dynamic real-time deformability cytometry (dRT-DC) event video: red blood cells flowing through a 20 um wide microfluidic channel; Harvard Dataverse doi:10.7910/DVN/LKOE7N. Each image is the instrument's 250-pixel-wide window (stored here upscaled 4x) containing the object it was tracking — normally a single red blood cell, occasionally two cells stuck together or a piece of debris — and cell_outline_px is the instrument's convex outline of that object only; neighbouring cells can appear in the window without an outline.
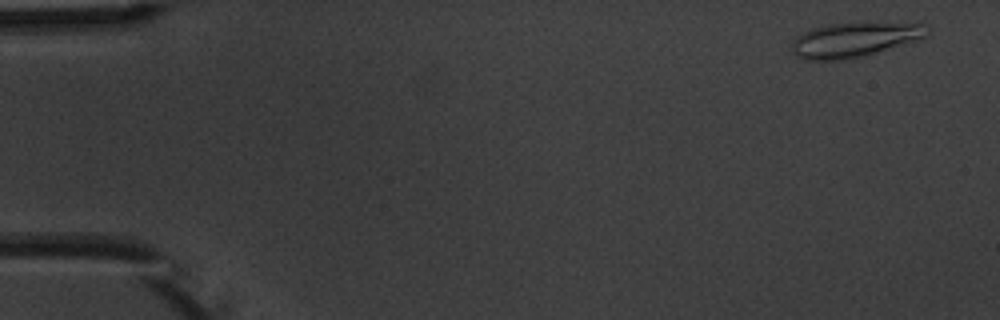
{"species": "common noctule bat (a hibernating species)", "species_latin": "Nyctalus noctula", "temperature_condition": "warm", "stored_images_in_passage": 7, "camera_frame_rate_fps": 3000, "um_per_image_px": 0.085, "animal": {"sex": "male", "body_mass_g": 20.1, "forearm_length_mm": 53.5}, "frame": {"image": 1, "passage_image": 1, "time_ms": 0.0, "image_size_px": [1000, 320], "cell_outline_px": [[928, 36], [920, 40], [840, 60], [804, 60], [796, 56], [792, 52], [792, 40], [796, 36], [804, 32], [828, 24], [860, 20], [920, 20], [924, 24], [928, 32]], "centroid_in_image_um": [72.75, 3.27], "position_along_channel_um": 12.3, "area_um2": 28.5}}
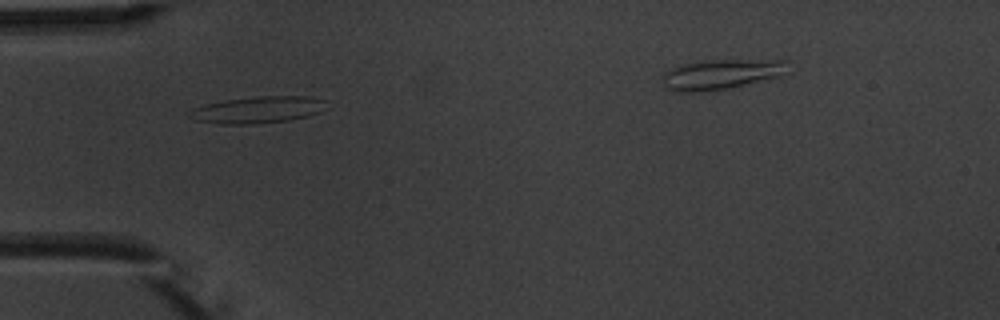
{"frame": {"image": 2, "passage_image": 5, "time_ms": 4.667, "image_size_px": [1000, 320], "cell_outline_px": [[332, 108], [308, 116], [288, 120], [252, 124], [220, 124], [196, 120], [188, 116], [196, 108], [204, 104], [224, 100], [260, 96], [308, 96], [328, 100]], "centroid_in_image_um": [22.06, 9.32], "position_along_channel_um": 62.9, "area_um2": 21.56}}
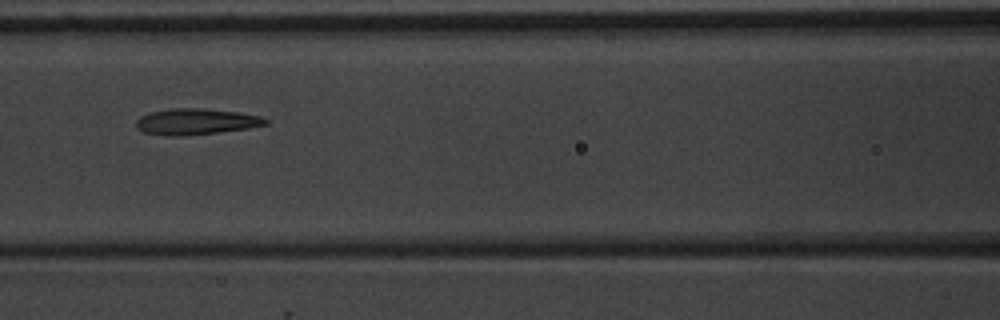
{"frame": {"image": 3, "passage_image": 7, "time_ms": 7.0, "image_size_px": [1000, 320], "cell_outline_px": [[268, 124], [248, 128], [220, 132], [180, 136], [172, 136], [144, 132], [136, 128], [136, 120], [140, 116], [152, 112], [172, 108], [200, 108], [236, 112], [260, 116], [268, 120]], "centroid_in_image_um": [16.65, 10.34], "position_along_channel_um": 150.0, "area_um2": 19.48}}